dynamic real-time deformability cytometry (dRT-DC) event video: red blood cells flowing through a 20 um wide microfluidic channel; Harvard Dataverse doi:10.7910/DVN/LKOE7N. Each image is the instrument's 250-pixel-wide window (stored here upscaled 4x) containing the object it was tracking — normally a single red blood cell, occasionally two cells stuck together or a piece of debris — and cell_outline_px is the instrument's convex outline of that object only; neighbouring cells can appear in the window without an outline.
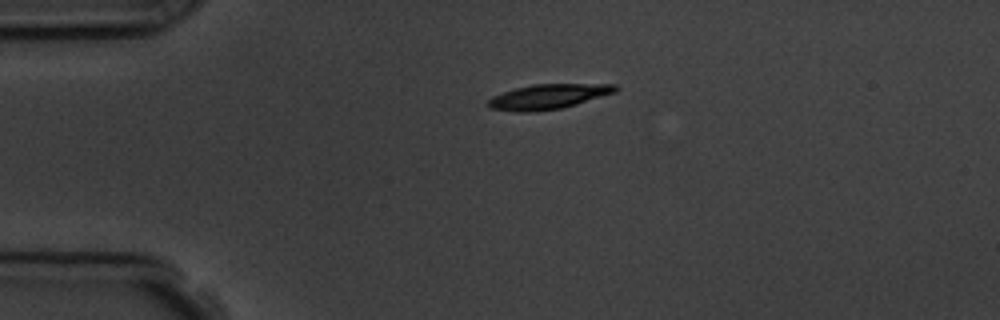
{"species": "common noctule bat (a hibernating species)", "species_latin": "Nyctalus noctula", "temperature_condition": "room temperature", "stored_images_in_passage": 2, "camera_frame_rate_fps": 3000, "um_per_image_px": 0.085, "animal": {"sex": "male", "body_mass_g": 19.5, "forearm_length_mm": 54.6}, "frame": {"image": 1, "passage_image": 1, "time_ms": 0.0, "image_size_px": [1000, 320], "cell_outline_px": [[620, 88], [616, 92], [576, 104], [560, 108], [536, 112], [520, 112], [488, 108], [488, 100], [492, 96], [516, 88], [532, 84], [616, 84]], "centroid_in_image_um": [46.61, 8.21], "position_along_channel_um": 38.4, "area_um2": 18.44}}